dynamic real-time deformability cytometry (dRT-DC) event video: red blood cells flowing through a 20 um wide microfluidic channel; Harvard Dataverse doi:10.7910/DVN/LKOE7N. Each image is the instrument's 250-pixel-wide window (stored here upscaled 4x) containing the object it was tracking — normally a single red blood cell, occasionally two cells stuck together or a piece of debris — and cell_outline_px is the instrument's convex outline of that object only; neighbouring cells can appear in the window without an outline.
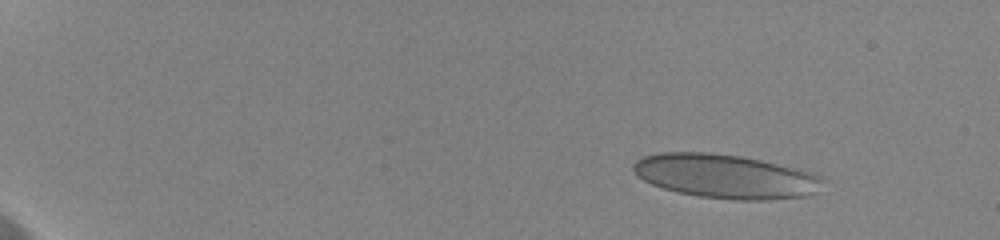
{"species": "human", "species_latin": "Homo sapiens", "temperature_condition": "cold", "stored_images_in_passage": 15, "camera_frame_rate_fps": 3000, "um_per_image_px": 0.085, "donor": {"sex": "female"}, "frame": {"image": 1, "passage_image": 3, "time_ms": 0.667, "image_size_px": [1000, 240], "cell_outline_px": [[824, 180], [816, 192], [804, 196], [764, 200], [732, 200], [700, 196], [680, 192], [664, 188], [652, 184], [644, 180], [632, 168], [632, 164], [636, 160], [644, 156], [660, 152], [708, 152], [740, 156], [760, 160], [816, 172]], "centroid_in_image_um": [61.69, 14.98], "position_along_channel_um": 23.3, "area_um2": 48.44}}
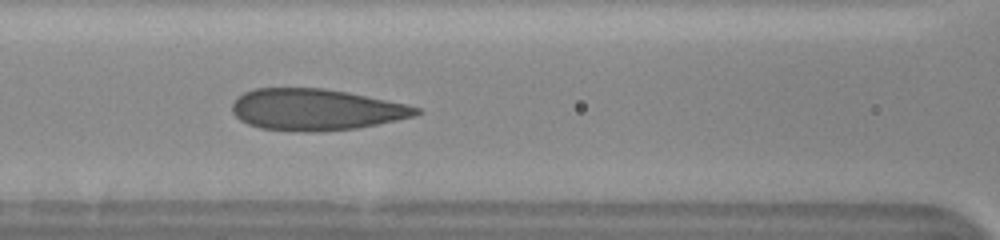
{"frame": {"image": 2, "passage_image": 11, "time_ms": 3.333, "image_size_px": [1000, 240], "cell_outline_px": [[424, 112], [416, 116], [356, 128], [320, 132], [304, 132], [260, 128], [248, 124], [240, 120], [232, 112], [232, 104], [244, 92], [256, 88], [324, 88], [348, 92], [408, 104], [420, 108]], "centroid_in_image_um": [26.88, 9.32], "position_along_channel_um": 139.7, "area_um2": 44.56}}